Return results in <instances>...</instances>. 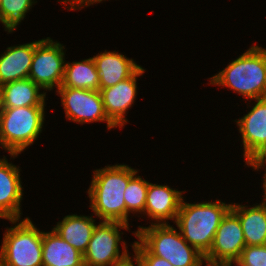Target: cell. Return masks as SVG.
Returning <instances> with one entry per match:
<instances>
[{
    "instance_id": "obj_1",
    "label": "cell",
    "mask_w": 266,
    "mask_h": 266,
    "mask_svg": "<svg viewBox=\"0 0 266 266\" xmlns=\"http://www.w3.org/2000/svg\"><path fill=\"white\" fill-rule=\"evenodd\" d=\"M127 164L107 165L93 171L90 187L87 189L89 207L100 221L127 224V209L124 191L129 180L137 173Z\"/></svg>"
},
{
    "instance_id": "obj_2",
    "label": "cell",
    "mask_w": 266,
    "mask_h": 266,
    "mask_svg": "<svg viewBox=\"0 0 266 266\" xmlns=\"http://www.w3.org/2000/svg\"><path fill=\"white\" fill-rule=\"evenodd\" d=\"M210 85L229 88L243 99L266 98V48L249 47L238 58L214 76L208 78Z\"/></svg>"
},
{
    "instance_id": "obj_3",
    "label": "cell",
    "mask_w": 266,
    "mask_h": 266,
    "mask_svg": "<svg viewBox=\"0 0 266 266\" xmlns=\"http://www.w3.org/2000/svg\"><path fill=\"white\" fill-rule=\"evenodd\" d=\"M182 199L175 224L183 239L205 256L212 246L216 230L232 203L221 200L187 203Z\"/></svg>"
},
{
    "instance_id": "obj_4",
    "label": "cell",
    "mask_w": 266,
    "mask_h": 266,
    "mask_svg": "<svg viewBox=\"0 0 266 266\" xmlns=\"http://www.w3.org/2000/svg\"><path fill=\"white\" fill-rule=\"evenodd\" d=\"M46 106L0 109V146L10 159L33 145L43 131Z\"/></svg>"
},
{
    "instance_id": "obj_5",
    "label": "cell",
    "mask_w": 266,
    "mask_h": 266,
    "mask_svg": "<svg viewBox=\"0 0 266 266\" xmlns=\"http://www.w3.org/2000/svg\"><path fill=\"white\" fill-rule=\"evenodd\" d=\"M132 233L153 255L164 258L173 266H203L205 263L204 256L170 223L138 226Z\"/></svg>"
},
{
    "instance_id": "obj_6",
    "label": "cell",
    "mask_w": 266,
    "mask_h": 266,
    "mask_svg": "<svg viewBox=\"0 0 266 266\" xmlns=\"http://www.w3.org/2000/svg\"><path fill=\"white\" fill-rule=\"evenodd\" d=\"M8 221L14 226L7 227L3 235L0 266H43V230L29 217Z\"/></svg>"
},
{
    "instance_id": "obj_7",
    "label": "cell",
    "mask_w": 266,
    "mask_h": 266,
    "mask_svg": "<svg viewBox=\"0 0 266 266\" xmlns=\"http://www.w3.org/2000/svg\"><path fill=\"white\" fill-rule=\"evenodd\" d=\"M121 229L128 231L130 225L121 222H98L83 254L84 266H118L129 260L130 252L127 243L122 240Z\"/></svg>"
},
{
    "instance_id": "obj_8",
    "label": "cell",
    "mask_w": 266,
    "mask_h": 266,
    "mask_svg": "<svg viewBox=\"0 0 266 266\" xmlns=\"http://www.w3.org/2000/svg\"><path fill=\"white\" fill-rule=\"evenodd\" d=\"M63 44L50 37L35 41L29 79L45 91L58 89L64 79L65 52Z\"/></svg>"
},
{
    "instance_id": "obj_9",
    "label": "cell",
    "mask_w": 266,
    "mask_h": 266,
    "mask_svg": "<svg viewBox=\"0 0 266 266\" xmlns=\"http://www.w3.org/2000/svg\"><path fill=\"white\" fill-rule=\"evenodd\" d=\"M56 93L61 97V105L67 120L81 125L92 122H106L108 130L117 128L105 114L100 91L59 87Z\"/></svg>"
},
{
    "instance_id": "obj_10",
    "label": "cell",
    "mask_w": 266,
    "mask_h": 266,
    "mask_svg": "<svg viewBox=\"0 0 266 266\" xmlns=\"http://www.w3.org/2000/svg\"><path fill=\"white\" fill-rule=\"evenodd\" d=\"M245 246L239 217L230 209L216 230L209 252L204 256L205 266H227L240 258Z\"/></svg>"
},
{
    "instance_id": "obj_11",
    "label": "cell",
    "mask_w": 266,
    "mask_h": 266,
    "mask_svg": "<svg viewBox=\"0 0 266 266\" xmlns=\"http://www.w3.org/2000/svg\"><path fill=\"white\" fill-rule=\"evenodd\" d=\"M144 73L145 68L141 66L131 77L100 90L105 114L117 128H123L128 122L127 111L134 105L138 94L137 79Z\"/></svg>"
},
{
    "instance_id": "obj_12",
    "label": "cell",
    "mask_w": 266,
    "mask_h": 266,
    "mask_svg": "<svg viewBox=\"0 0 266 266\" xmlns=\"http://www.w3.org/2000/svg\"><path fill=\"white\" fill-rule=\"evenodd\" d=\"M185 192L165 184L149 182L144 217L146 215L152 220L151 225L168 224L169 220L175 222Z\"/></svg>"
},
{
    "instance_id": "obj_13",
    "label": "cell",
    "mask_w": 266,
    "mask_h": 266,
    "mask_svg": "<svg viewBox=\"0 0 266 266\" xmlns=\"http://www.w3.org/2000/svg\"><path fill=\"white\" fill-rule=\"evenodd\" d=\"M20 166L10 162L6 156L0 159V219H21L23 187Z\"/></svg>"
},
{
    "instance_id": "obj_14",
    "label": "cell",
    "mask_w": 266,
    "mask_h": 266,
    "mask_svg": "<svg viewBox=\"0 0 266 266\" xmlns=\"http://www.w3.org/2000/svg\"><path fill=\"white\" fill-rule=\"evenodd\" d=\"M254 106L247 114L234 120L243 145V158L245 163L266 142V98L254 100Z\"/></svg>"
},
{
    "instance_id": "obj_15",
    "label": "cell",
    "mask_w": 266,
    "mask_h": 266,
    "mask_svg": "<svg viewBox=\"0 0 266 266\" xmlns=\"http://www.w3.org/2000/svg\"><path fill=\"white\" fill-rule=\"evenodd\" d=\"M92 58L99 74V91L131 77L141 67L132 58L116 50H105Z\"/></svg>"
},
{
    "instance_id": "obj_16",
    "label": "cell",
    "mask_w": 266,
    "mask_h": 266,
    "mask_svg": "<svg viewBox=\"0 0 266 266\" xmlns=\"http://www.w3.org/2000/svg\"><path fill=\"white\" fill-rule=\"evenodd\" d=\"M35 41L6 48L0 55V86L29 77Z\"/></svg>"
},
{
    "instance_id": "obj_17",
    "label": "cell",
    "mask_w": 266,
    "mask_h": 266,
    "mask_svg": "<svg viewBox=\"0 0 266 266\" xmlns=\"http://www.w3.org/2000/svg\"><path fill=\"white\" fill-rule=\"evenodd\" d=\"M231 210L239 217L246 246L266 245V201L252 206L232 203Z\"/></svg>"
},
{
    "instance_id": "obj_18",
    "label": "cell",
    "mask_w": 266,
    "mask_h": 266,
    "mask_svg": "<svg viewBox=\"0 0 266 266\" xmlns=\"http://www.w3.org/2000/svg\"><path fill=\"white\" fill-rule=\"evenodd\" d=\"M29 78L16 80L0 86V108L46 106L47 92Z\"/></svg>"
},
{
    "instance_id": "obj_19",
    "label": "cell",
    "mask_w": 266,
    "mask_h": 266,
    "mask_svg": "<svg viewBox=\"0 0 266 266\" xmlns=\"http://www.w3.org/2000/svg\"><path fill=\"white\" fill-rule=\"evenodd\" d=\"M42 261L43 266H84L83 254L53 229L43 231Z\"/></svg>"
},
{
    "instance_id": "obj_20",
    "label": "cell",
    "mask_w": 266,
    "mask_h": 266,
    "mask_svg": "<svg viewBox=\"0 0 266 266\" xmlns=\"http://www.w3.org/2000/svg\"><path fill=\"white\" fill-rule=\"evenodd\" d=\"M96 218L91 216L71 214L63 217L62 221L53 226V230L71 246L84 254L91 239Z\"/></svg>"
},
{
    "instance_id": "obj_21",
    "label": "cell",
    "mask_w": 266,
    "mask_h": 266,
    "mask_svg": "<svg viewBox=\"0 0 266 266\" xmlns=\"http://www.w3.org/2000/svg\"><path fill=\"white\" fill-rule=\"evenodd\" d=\"M60 87L99 91V74L92 57L65 62L64 79Z\"/></svg>"
},
{
    "instance_id": "obj_22",
    "label": "cell",
    "mask_w": 266,
    "mask_h": 266,
    "mask_svg": "<svg viewBox=\"0 0 266 266\" xmlns=\"http://www.w3.org/2000/svg\"><path fill=\"white\" fill-rule=\"evenodd\" d=\"M37 2L36 0H1L0 22L7 34L16 30Z\"/></svg>"
},
{
    "instance_id": "obj_23",
    "label": "cell",
    "mask_w": 266,
    "mask_h": 266,
    "mask_svg": "<svg viewBox=\"0 0 266 266\" xmlns=\"http://www.w3.org/2000/svg\"><path fill=\"white\" fill-rule=\"evenodd\" d=\"M148 183L138 175V172L129 180L124 191V201L127 209V225H129V215L138 213L144 215Z\"/></svg>"
},
{
    "instance_id": "obj_24",
    "label": "cell",
    "mask_w": 266,
    "mask_h": 266,
    "mask_svg": "<svg viewBox=\"0 0 266 266\" xmlns=\"http://www.w3.org/2000/svg\"><path fill=\"white\" fill-rule=\"evenodd\" d=\"M131 248L134 252L132 257L138 266H173L164 258L153 255L138 239L132 243Z\"/></svg>"
},
{
    "instance_id": "obj_25",
    "label": "cell",
    "mask_w": 266,
    "mask_h": 266,
    "mask_svg": "<svg viewBox=\"0 0 266 266\" xmlns=\"http://www.w3.org/2000/svg\"><path fill=\"white\" fill-rule=\"evenodd\" d=\"M262 258V245L245 246L240 260L249 266H259Z\"/></svg>"
},
{
    "instance_id": "obj_26",
    "label": "cell",
    "mask_w": 266,
    "mask_h": 266,
    "mask_svg": "<svg viewBox=\"0 0 266 266\" xmlns=\"http://www.w3.org/2000/svg\"><path fill=\"white\" fill-rule=\"evenodd\" d=\"M248 167L258 171L266 165V142L263 146L245 163Z\"/></svg>"
},
{
    "instance_id": "obj_27",
    "label": "cell",
    "mask_w": 266,
    "mask_h": 266,
    "mask_svg": "<svg viewBox=\"0 0 266 266\" xmlns=\"http://www.w3.org/2000/svg\"><path fill=\"white\" fill-rule=\"evenodd\" d=\"M103 1L106 0H60V3L62 5V3L64 4L65 8H68L67 10L71 11H75V10H81L83 9V6L85 8L88 6H92L95 3H101ZM68 5V6H67Z\"/></svg>"
},
{
    "instance_id": "obj_28",
    "label": "cell",
    "mask_w": 266,
    "mask_h": 266,
    "mask_svg": "<svg viewBox=\"0 0 266 266\" xmlns=\"http://www.w3.org/2000/svg\"><path fill=\"white\" fill-rule=\"evenodd\" d=\"M264 168V170H265V172H264V175H263V180H262V185H263V191H264V197H263V200L264 201H266V165L265 166H263V167H261L258 171H260L261 169H263Z\"/></svg>"
},
{
    "instance_id": "obj_29",
    "label": "cell",
    "mask_w": 266,
    "mask_h": 266,
    "mask_svg": "<svg viewBox=\"0 0 266 266\" xmlns=\"http://www.w3.org/2000/svg\"><path fill=\"white\" fill-rule=\"evenodd\" d=\"M259 266H266V245H262V258Z\"/></svg>"
},
{
    "instance_id": "obj_30",
    "label": "cell",
    "mask_w": 266,
    "mask_h": 266,
    "mask_svg": "<svg viewBox=\"0 0 266 266\" xmlns=\"http://www.w3.org/2000/svg\"><path fill=\"white\" fill-rule=\"evenodd\" d=\"M133 261H135V262H133ZM136 265H135V264ZM118 266H138V264H137V262H136V260L133 258V257H131L129 260H127L125 263H123V264H121V265H118Z\"/></svg>"
},
{
    "instance_id": "obj_31",
    "label": "cell",
    "mask_w": 266,
    "mask_h": 266,
    "mask_svg": "<svg viewBox=\"0 0 266 266\" xmlns=\"http://www.w3.org/2000/svg\"><path fill=\"white\" fill-rule=\"evenodd\" d=\"M233 264L235 266H249V265L244 264L240 259L230 262L227 266H232Z\"/></svg>"
}]
</instances>
